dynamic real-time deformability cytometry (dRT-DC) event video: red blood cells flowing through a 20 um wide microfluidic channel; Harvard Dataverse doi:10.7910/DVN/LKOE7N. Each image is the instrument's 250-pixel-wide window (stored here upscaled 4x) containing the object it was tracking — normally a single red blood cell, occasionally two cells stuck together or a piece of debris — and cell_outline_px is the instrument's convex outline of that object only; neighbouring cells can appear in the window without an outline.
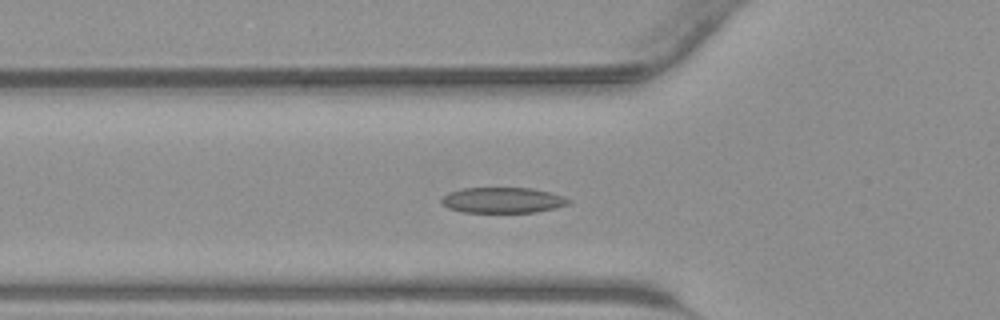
{"species": "common noctule bat (a hibernating species)", "species_latin": "Nyctalus noctula", "temperature_condition": "warm", "stored_images_in_passage": 43, "camera_frame_rate_fps": 3000, "um_per_image_px": 0.085, "animal": {"sex": "male", "body_mass_g": 23.1, "forearm_length_mm": 52.7}, "frame": {"image": 1, "passage_image": 15, "time_ms": 4.667, "image_size_px": [1000, 320], "cell_outline_px": [[572, 200], [568, 204], [556, 208], [536, 212], [464, 212], [448, 208], [440, 200], [448, 192], [464, 188], [532, 188], [564, 196]], "centroid_in_image_um": [42.75, 17.01], "position_along_channel_um": 83.1, "area_um2": 18.9}}
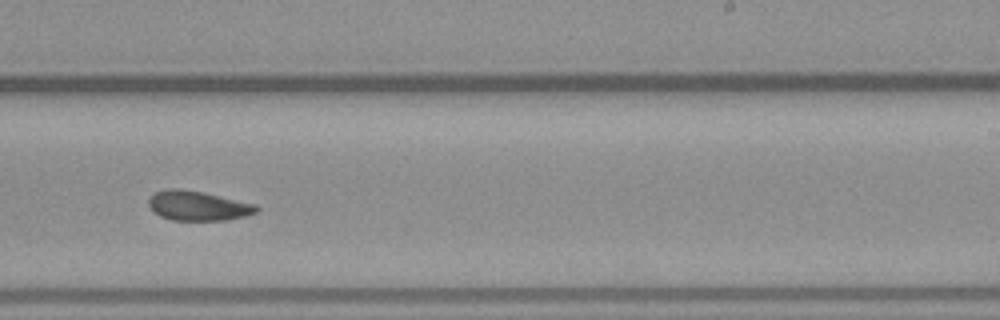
{"frame": {"image": 2, "passage_image": 27, "time_ms": 8.667, "image_size_px": [1000, 320], "cell_outline_px": [[260, 208], [256, 212], [244, 216], [224, 220], [172, 220], [160, 216], [148, 204], [148, 200], [156, 192], [164, 188], [180, 188], [204, 192], [256, 204]], "centroid_in_image_um": [16.83, 17.47], "position_along_channel_um": 272.2, "area_um2": 18.55}}
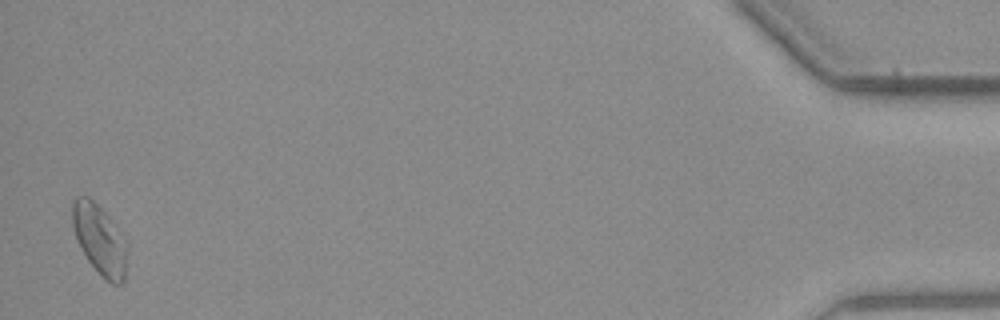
{"frame": {"image": 3, "passage_image": 43, "time_ms": 14.0, "image_size_px": [1000, 320], "cell_outline_px": [[128, 244], [124, 280], [120, 284], [112, 284], [104, 280], [88, 260], [80, 248], [72, 224], [72, 200], [76, 196], [88, 196], [108, 216], [124, 236]], "centroid_in_image_um": [8.48, 20.38], "position_along_channel_um": 426.7, "area_um2": 22.43}}